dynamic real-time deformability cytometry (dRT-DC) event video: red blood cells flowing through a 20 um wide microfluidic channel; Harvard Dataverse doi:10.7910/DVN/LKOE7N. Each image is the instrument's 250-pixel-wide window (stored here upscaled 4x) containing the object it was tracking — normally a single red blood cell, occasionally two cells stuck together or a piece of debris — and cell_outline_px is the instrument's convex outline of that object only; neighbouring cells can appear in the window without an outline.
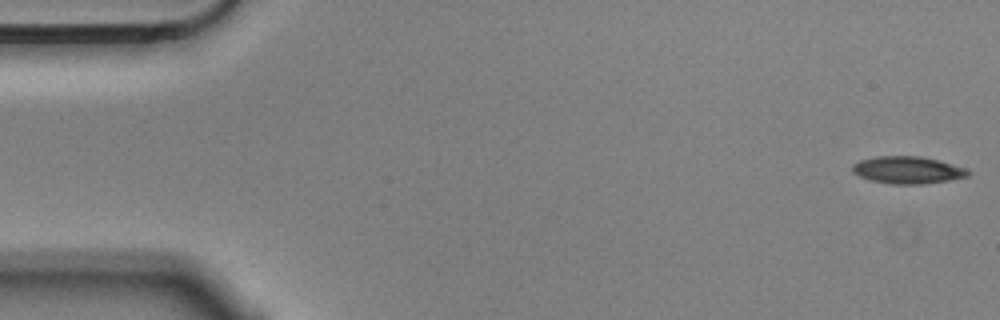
{"species": "Egyptian fruit bat (a non-hibernating species)", "species_latin": "Rousettus aegyptiacus", "temperature_condition": "cold", "stored_images_in_passage": 5, "camera_frame_rate_fps": 3000, "um_per_image_px": 0.085, "animal": {"sex": "male"}, "frame": {"image": 1, "passage_image": 1, "time_ms": 0.0, "image_size_px": [1000, 320], "cell_outline_px": [[968, 176], [948, 180], [920, 184], [892, 184], [872, 180], [860, 176], [852, 172], [852, 164], [860, 160], [876, 156], [920, 156], [936, 160], [964, 168], [968, 172]], "centroid_in_image_um": [77.08, 14.45], "position_along_channel_um": 7.9, "area_um2": 17.98}}